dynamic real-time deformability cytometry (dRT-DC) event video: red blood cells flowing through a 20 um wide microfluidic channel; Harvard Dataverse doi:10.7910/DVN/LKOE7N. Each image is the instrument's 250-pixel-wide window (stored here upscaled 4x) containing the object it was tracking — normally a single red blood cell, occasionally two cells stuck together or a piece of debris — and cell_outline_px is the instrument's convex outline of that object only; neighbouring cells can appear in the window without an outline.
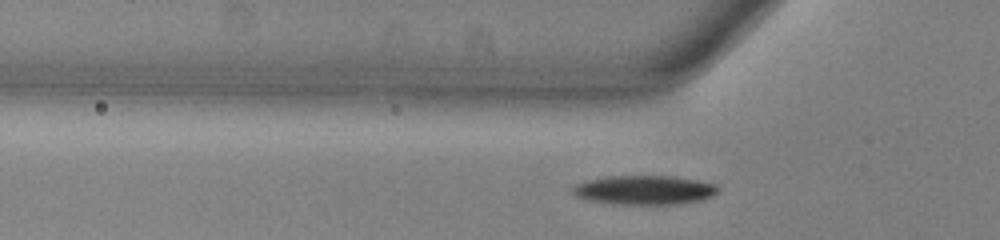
{"species": "common noctule bat (a hibernating species)", "species_latin": "Nyctalus noctula", "temperature_condition": "warm", "stored_images_in_passage": 39, "camera_frame_rate_fps": 3000, "um_per_image_px": 0.085, "animal": {"sex": "male", "body_mass_g": 13.0, "forearm_length_mm": 53.1}, "frame": {"image": 1, "passage_image": 7, "time_ms": 2.0, "image_size_px": [1000, 240], "cell_outline_px": [[720, 188], [712, 196], [704, 200], [684, 204], [620, 204], [588, 200], [576, 196], [572, 192], [572, 184], [584, 180], [604, 176], [672, 176], [696, 180], [716, 184]], "centroid_in_image_um": [54.75, 16.15], "position_along_channel_um": 71.0, "area_um2": 25.03}}
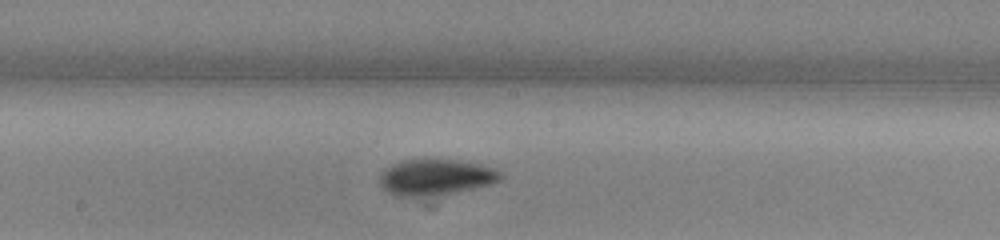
{"frame": {"image": 2, "passage_image": 18, "time_ms": 5.667, "image_size_px": [1000, 240], "cell_outline_px": [[504, 176], [500, 180], [492, 184], [452, 192], [416, 196], [396, 196], [388, 192], [380, 184], [380, 176], [384, 168], [392, 164], [404, 160], [460, 160], [480, 164], [492, 168], [500, 172]], "centroid_in_image_um": [37.03, 15.04], "position_along_channel_um": 211.2, "area_um2": 24.85}}
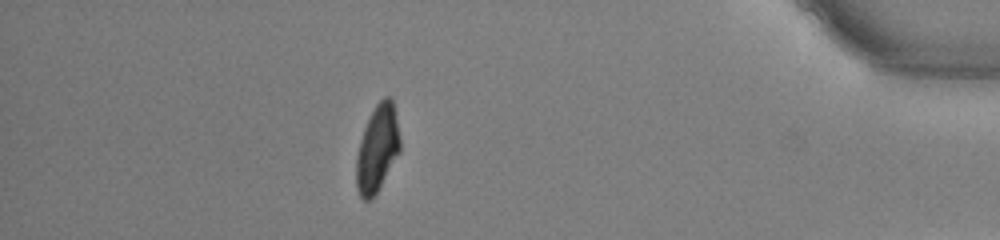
{"frame": {"image": 3, "passage_image": 37, "time_ms": 12.0, "image_size_px": [1000, 240], "cell_outline_px": [[400, 152], [376, 192], [368, 200], [364, 200], [360, 196], [356, 188], [356, 156], [360, 140], [364, 128], [376, 104], [384, 96], [388, 96], [392, 100], [400, 140]], "centroid_in_image_um": [32.05, 12.63], "position_along_channel_um": 403.1, "area_um2": 21.68}, "authors_computed_cell_mechanics": {"area_um2": 23.5246, "velocity_mm_per_s": 3.8186, "shape_relaxation_time_tau1_ms": 2.5419, "shape_relaxation_time_tau2_ms": 4.3079, "deformation_change_tau1": 0.1416, "deformation_change_tau2": 0.1036}}